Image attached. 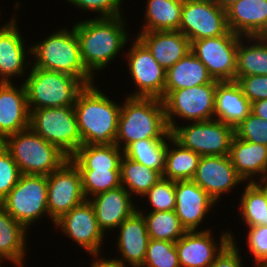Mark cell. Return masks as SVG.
<instances>
[{"instance_id":"6da1fadb","label":"cell","mask_w":267,"mask_h":267,"mask_svg":"<svg viewBox=\"0 0 267 267\" xmlns=\"http://www.w3.org/2000/svg\"><path fill=\"white\" fill-rule=\"evenodd\" d=\"M121 105L115 104L93 84L77 95L74 110L81 145H111L115 143Z\"/></svg>"},{"instance_id":"7a4b0ae2","label":"cell","mask_w":267,"mask_h":267,"mask_svg":"<svg viewBox=\"0 0 267 267\" xmlns=\"http://www.w3.org/2000/svg\"><path fill=\"white\" fill-rule=\"evenodd\" d=\"M122 17L94 18L74 25L86 69L100 71L117 56L128 41Z\"/></svg>"},{"instance_id":"3957f363","label":"cell","mask_w":267,"mask_h":267,"mask_svg":"<svg viewBox=\"0 0 267 267\" xmlns=\"http://www.w3.org/2000/svg\"><path fill=\"white\" fill-rule=\"evenodd\" d=\"M171 137L163 101L158 98L129 97L121 106L115 144L124 151L131 143L143 139Z\"/></svg>"},{"instance_id":"277c9868","label":"cell","mask_w":267,"mask_h":267,"mask_svg":"<svg viewBox=\"0 0 267 267\" xmlns=\"http://www.w3.org/2000/svg\"><path fill=\"white\" fill-rule=\"evenodd\" d=\"M27 53L36 58L33 66L45 70L62 72L77 77L85 86L91 85L92 74L86 69L80 52L75 29H61L42 42L30 47Z\"/></svg>"},{"instance_id":"5b68a950","label":"cell","mask_w":267,"mask_h":267,"mask_svg":"<svg viewBox=\"0 0 267 267\" xmlns=\"http://www.w3.org/2000/svg\"><path fill=\"white\" fill-rule=\"evenodd\" d=\"M16 162L21 174L50 175L69 157L48 143L30 127L12 134L1 142Z\"/></svg>"},{"instance_id":"8992f818","label":"cell","mask_w":267,"mask_h":267,"mask_svg":"<svg viewBox=\"0 0 267 267\" xmlns=\"http://www.w3.org/2000/svg\"><path fill=\"white\" fill-rule=\"evenodd\" d=\"M24 86L29 112L34 109L74 106L85 85L70 74L30 67ZM31 105H34L33 107Z\"/></svg>"},{"instance_id":"52a82bcc","label":"cell","mask_w":267,"mask_h":267,"mask_svg":"<svg viewBox=\"0 0 267 267\" xmlns=\"http://www.w3.org/2000/svg\"><path fill=\"white\" fill-rule=\"evenodd\" d=\"M29 127L69 158L81 146L74 106L31 110Z\"/></svg>"},{"instance_id":"ba28073f","label":"cell","mask_w":267,"mask_h":267,"mask_svg":"<svg viewBox=\"0 0 267 267\" xmlns=\"http://www.w3.org/2000/svg\"><path fill=\"white\" fill-rule=\"evenodd\" d=\"M0 205L26 229L43 214H48L47 176L22 174Z\"/></svg>"},{"instance_id":"9c48e42d","label":"cell","mask_w":267,"mask_h":267,"mask_svg":"<svg viewBox=\"0 0 267 267\" xmlns=\"http://www.w3.org/2000/svg\"><path fill=\"white\" fill-rule=\"evenodd\" d=\"M171 135L184 148L200 156H226L229 155L235 133L234 127L214 118L183 127L176 126Z\"/></svg>"},{"instance_id":"30bf717a","label":"cell","mask_w":267,"mask_h":267,"mask_svg":"<svg viewBox=\"0 0 267 267\" xmlns=\"http://www.w3.org/2000/svg\"><path fill=\"white\" fill-rule=\"evenodd\" d=\"M217 82L173 90L162 100L170 132L176 127L174 116L193 122L214 119Z\"/></svg>"},{"instance_id":"8fae6325","label":"cell","mask_w":267,"mask_h":267,"mask_svg":"<svg viewBox=\"0 0 267 267\" xmlns=\"http://www.w3.org/2000/svg\"><path fill=\"white\" fill-rule=\"evenodd\" d=\"M242 36L226 34L191 42V52L205 65L210 76L218 81L236 80L237 47Z\"/></svg>"},{"instance_id":"7c38bea8","label":"cell","mask_w":267,"mask_h":267,"mask_svg":"<svg viewBox=\"0 0 267 267\" xmlns=\"http://www.w3.org/2000/svg\"><path fill=\"white\" fill-rule=\"evenodd\" d=\"M190 42L229 31L226 11L215 0H184L179 30Z\"/></svg>"},{"instance_id":"4fadbf2b","label":"cell","mask_w":267,"mask_h":267,"mask_svg":"<svg viewBox=\"0 0 267 267\" xmlns=\"http://www.w3.org/2000/svg\"><path fill=\"white\" fill-rule=\"evenodd\" d=\"M86 200L80 171L70 159L47 176L48 215L54 223Z\"/></svg>"},{"instance_id":"5bb4252c","label":"cell","mask_w":267,"mask_h":267,"mask_svg":"<svg viewBox=\"0 0 267 267\" xmlns=\"http://www.w3.org/2000/svg\"><path fill=\"white\" fill-rule=\"evenodd\" d=\"M128 54L129 71L138 91L129 97L164 99L166 70L154 59L149 49L136 38Z\"/></svg>"},{"instance_id":"9a60e30c","label":"cell","mask_w":267,"mask_h":267,"mask_svg":"<svg viewBox=\"0 0 267 267\" xmlns=\"http://www.w3.org/2000/svg\"><path fill=\"white\" fill-rule=\"evenodd\" d=\"M66 236L86 249L91 255L98 257L104 233L99 228L93 205L89 200L74 207L55 221Z\"/></svg>"},{"instance_id":"2e32d148","label":"cell","mask_w":267,"mask_h":267,"mask_svg":"<svg viewBox=\"0 0 267 267\" xmlns=\"http://www.w3.org/2000/svg\"><path fill=\"white\" fill-rule=\"evenodd\" d=\"M215 201L222 193L242 183L243 178L235 170L228 155L201 156L192 178Z\"/></svg>"},{"instance_id":"e0dca14e","label":"cell","mask_w":267,"mask_h":267,"mask_svg":"<svg viewBox=\"0 0 267 267\" xmlns=\"http://www.w3.org/2000/svg\"><path fill=\"white\" fill-rule=\"evenodd\" d=\"M233 238L230 233L223 232L220 237V247H217L210 230L187 231L175 242L180 266L210 267L219 252L230 241H234Z\"/></svg>"},{"instance_id":"ac0fdd59","label":"cell","mask_w":267,"mask_h":267,"mask_svg":"<svg viewBox=\"0 0 267 267\" xmlns=\"http://www.w3.org/2000/svg\"><path fill=\"white\" fill-rule=\"evenodd\" d=\"M175 214L186 231H197L198 225L215 201L192 180L175 181Z\"/></svg>"},{"instance_id":"d6986e66","label":"cell","mask_w":267,"mask_h":267,"mask_svg":"<svg viewBox=\"0 0 267 267\" xmlns=\"http://www.w3.org/2000/svg\"><path fill=\"white\" fill-rule=\"evenodd\" d=\"M19 88L11 82H0V142L29 128L30 112L24 83Z\"/></svg>"},{"instance_id":"ffe728a7","label":"cell","mask_w":267,"mask_h":267,"mask_svg":"<svg viewBox=\"0 0 267 267\" xmlns=\"http://www.w3.org/2000/svg\"><path fill=\"white\" fill-rule=\"evenodd\" d=\"M139 34L137 38L166 71L191 52V42L178 30L141 31Z\"/></svg>"},{"instance_id":"44dd1931","label":"cell","mask_w":267,"mask_h":267,"mask_svg":"<svg viewBox=\"0 0 267 267\" xmlns=\"http://www.w3.org/2000/svg\"><path fill=\"white\" fill-rule=\"evenodd\" d=\"M131 195L124 187L119 186L96 194L93 199H88L94 207L99 228L103 233L107 229L117 228L137 211L131 202Z\"/></svg>"},{"instance_id":"7402d4cb","label":"cell","mask_w":267,"mask_h":267,"mask_svg":"<svg viewBox=\"0 0 267 267\" xmlns=\"http://www.w3.org/2000/svg\"><path fill=\"white\" fill-rule=\"evenodd\" d=\"M230 31L245 37L267 36V0H240L226 10Z\"/></svg>"},{"instance_id":"603a6c76","label":"cell","mask_w":267,"mask_h":267,"mask_svg":"<svg viewBox=\"0 0 267 267\" xmlns=\"http://www.w3.org/2000/svg\"><path fill=\"white\" fill-rule=\"evenodd\" d=\"M117 228L120 229L117 248L123 257L117 260L124 266L128 262L132 267H141L145 261L146 250L150 240L142 213L138 210L135 211Z\"/></svg>"},{"instance_id":"cb8c5ba5","label":"cell","mask_w":267,"mask_h":267,"mask_svg":"<svg viewBox=\"0 0 267 267\" xmlns=\"http://www.w3.org/2000/svg\"><path fill=\"white\" fill-rule=\"evenodd\" d=\"M12 18L6 25L0 27V82H11L10 77L22 76L25 70V47Z\"/></svg>"},{"instance_id":"d4e9b609","label":"cell","mask_w":267,"mask_h":267,"mask_svg":"<svg viewBox=\"0 0 267 267\" xmlns=\"http://www.w3.org/2000/svg\"><path fill=\"white\" fill-rule=\"evenodd\" d=\"M251 112V103L236 81L217 82L214 117L236 127ZM217 117V118H216Z\"/></svg>"},{"instance_id":"484cf974","label":"cell","mask_w":267,"mask_h":267,"mask_svg":"<svg viewBox=\"0 0 267 267\" xmlns=\"http://www.w3.org/2000/svg\"><path fill=\"white\" fill-rule=\"evenodd\" d=\"M228 156L243 180L261 174L260 181L267 182V146L234 136Z\"/></svg>"},{"instance_id":"4316f807","label":"cell","mask_w":267,"mask_h":267,"mask_svg":"<svg viewBox=\"0 0 267 267\" xmlns=\"http://www.w3.org/2000/svg\"><path fill=\"white\" fill-rule=\"evenodd\" d=\"M213 81L205 65L189 52L166 71L164 98L173 90L209 84Z\"/></svg>"},{"instance_id":"83f0119b","label":"cell","mask_w":267,"mask_h":267,"mask_svg":"<svg viewBox=\"0 0 267 267\" xmlns=\"http://www.w3.org/2000/svg\"><path fill=\"white\" fill-rule=\"evenodd\" d=\"M124 152L111 145H81L69 158L79 170H120Z\"/></svg>"},{"instance_id":"f1b7e54d","label":"cell","mask_w":267,"mask_h":267,"mask_svg":"<svg viewBox=\"0 0 267 267\" xmlns=\"http://www.w3.org/2000/svg\"><path fill=\"white\" fill-rule=\"evenodd\" d=\"M26 228L13 219L0 205V259L23 267L26 252Z\"/></svg>"},{"instance_id":"f546056e","label":"cell","mask_w":267,"mask_h":267,"mask_svg":"<svg viewBox=\"0 0 267 267\" xmlns=\"http://www.w3.org/2000/svg\"><path fill=\"white\" fill-rule=\"evenodd\" d=\"M170 140L175 146L170 149L167 144L162 177L171 181L192 180L201 156L190 149L184 148L172 135Z\"/></svg>"},{"instance_id":"4dcf8cb0","label":"cell","mask_w":267,"mask_h":267,"mask_svg":"<svg viewBox=\"0 0 267 267\" xmlns=\"http://www.w3.org/2000/svg\"><path fill=\"white\" fill-rule=\"evenodd\" d=\"M184 0H148L142 31L179 30Z\"/></svg>"},{"instance_id":"1f68e13d","label":"cell","mask_w":267,"mask_h":267,"mask_svg":"<svg viewBox=\"0 0 267 267\" xmlns=\"http://www.w3.org/2000/svg\"><path fill=\"white\" fill-rule=\"evenodd\" d=\"M240 202V214L248 227L267 225V182L250 180Z\"/></svg>"},{"instance_id":"d6a6232c","label":"cell","mask_w":267,"mask_h":267,"mask_svg":"<svg viewBox=\"0 0 267 267\" xmlns=\"http://www.w3.org/2000/svg\"><path fill=\"white\" fill-rule=\"evenodd\" d=\"M257 40L251 46L238 43L236 76L267 75V36L247 37Z\"/></svg>"},{"instance_id":"836d02e7","label":"cell","mask_w":267,"mask_h":267,"mask_svg":"<svg viewBox=\"0 0 267 267\" xmlns=\"http://www.w3.org/2000/svg\"><path fill=\"white\" fill-rule=\"evenodd\" d=\"M121 186L130 194L132 192L144 196L162 177V174L152 168L145 167L125 155L121 159ZM127 186L128 188H126ZM131 192H130V191Z\"/></svg>"},{"instance_id":"e575fe53","label":"cell","mask_w":267,"mask_h":267,"mask_svg":"<svg viewBox=\"0 0 267 267\" xmlns=\"http://www.w3.org/2000/svg\"><path fill=\"white\" fill-rule=\"evenodd\" d=\"M166 151L165 139H143L131 143L123 152L127 158L163 174Z\"/></svg>"},{"instance_id":"d590c367","label":"cell","mask_w":267,"mask_h":267,"mask_svg":"<svg viewBox=\"0 0 267 267\" xmlns=\"http://www.w3.org/2000/svg\"><path fill=\"white\" fill-rule=\"evenodd\" d=\"M142 215L146 222L147 232L152 239L175 243L187 232L175 211L150 212L147 216Z\"/></svg>"},{"instance_id":"8d00e7d4","label":"cell","mask_w":267,"mask_h":267,"mask_svg":"<svg viewBox=\"0 0 267 267\" xmlns=\"http://www.w3.org/2000/svg\"><path fill=\"white\" fill-rule=\"evenodd\" d=\"M86 199L121 186L120 170H79ZM88 197V198H87Z\"/></svg>"},{"instance_id":"74e56055","label":"cell","mask_w":267,"mask_h":267,"mask_svg":"<svg viewBox=\"0 0 267 267\" xmlns=\"http://www.w3.org/2000/svg\"><path fill=\"white\" fill-rule=\"evenodd\" d=\"M141 267H181L175 243L150 238Z\"/></svg>"},{"instance_id":"f35d334b","label":"cell","mask_w":267,"mask_h":267,"mask_svg":"<svg viewBox=\"0 0 267 267\" xmlns=\"http://www.w3.org/2000/svg\"><path fill=\"white\" fill-rule=\"evenodd\" d=\"M144 196L149 198V204L154 208L151 212L174 211L176 206L175 181L161 178Z\"/></svg>"},{"instance_id":"ab89813d","label":"cell","mask_w":267,"mask_h":267,"mask_svg":"<svg viewBox=\"0 0 267 267\" xmlns=\"http://www.w3.org/2000/svg\"><path fill=\"white\" fill-rule=\"evenodd\" d=\"M235 137L267 146V121L252 112L234 127Z\"/></svg>"},{"instance_id":"60d3db41","label":"cell","mask_w":267,"mask_h":267,"mask_svg":"<svg viewBox=\"0 0 267 267\" xmlns=\"http://www.w3.org/2000/svg\"><path fill=\"white\" fill-rule=\"evenodd\" d=\"M21 175L11 154L0 142V203L18 183Z\"/></svg>"},{"instance_id":"b9f144b4","label":"cell","mask_w":267,"mask_h":267,"mask_svg":"<svg viewBox=\"0 0 267 267\" xmlns=\"http://www.w3.org/2000/svg\"><path fill=\"white\" fill-rule=\"evenodd\" d=\"M247 239L256 267H267V225L249 227Z\"/></svg>"},{"instance_id":"7bdbcfd3","label":"cell","mask_w":267,"mask_h":267,"mask_svg":"<svg viewBox=\"0 0 267 267\" xmlns=\"http://www.w3.org/2000/svg\"><path fill=\"white\" fill-rule=\"evenodd\" d=\"M235 81L250 103L267 99V75L236 76Z\"/></svg>"},{"instance_id":"ee69618b","label":"cell","mask_w":267,"mask_h":267,"mask_svg":"<svg viewBox=\"0 0 267 267\" xmlns=\"http://www.w3.org/2000/svg\"><path fill=\"white\" fill-rule=\"evenodd\" d=\"M76 7L89 11L100 12V18L121 16L120 5L122 0H67Z\"/></svg>"},{"instance_id":"f6af8a7d","label":"cell","mask_w":267,"mask_h":267,"mask_svg":"<svg viewBox=\"0 0 267 267\" xmlns=\"http://www.w3.org/2000/svg\"><path fill=\"white\" fill-rule=\"evenodd\" d=\"M235 241H230L215 257L210 267H242Z\"/></svg>"},{"instance_id":"bcb514c9","label":"cell","mask_w":267,"mask_h":267,"mask_svg":"<svg viewBox=\"0 0 267 267\" xmlns=\"http://www.w3.org/2000/svg\"><path fill=\"white\" fill-rule=\"evenodd\" d=\"M251 112L267 121V99L251 103Z\"/></svg>"},{"instance_id":"7dc6e473","label":"cell","mask_w":267,"mask_h":267,"mask_svg":"<svg viewBox=\"0 0 267 267\" xmlns=\"http://www.w3.org/2000/svg\"><path fill=\"white\" fill-rule=\"evenodd\" d=\"M91 267H126V266L120 263L117 259L105 260L98 258V260L93 261Z\"/></svg>"},{"instance_id":"c3c4849f","label":"cell","mask_w":267,"mask_h":267,"mask_svg":"<svg viewBox=\"0 0 267 267\" xmlns=\"http://www.w3.org/2000/svg\"><path fill=\"white\" fill-rule=\"evenodd\" d=\"M238 1L240 0H215V2L225 11Z\"/></svg>"}]
</instances>
